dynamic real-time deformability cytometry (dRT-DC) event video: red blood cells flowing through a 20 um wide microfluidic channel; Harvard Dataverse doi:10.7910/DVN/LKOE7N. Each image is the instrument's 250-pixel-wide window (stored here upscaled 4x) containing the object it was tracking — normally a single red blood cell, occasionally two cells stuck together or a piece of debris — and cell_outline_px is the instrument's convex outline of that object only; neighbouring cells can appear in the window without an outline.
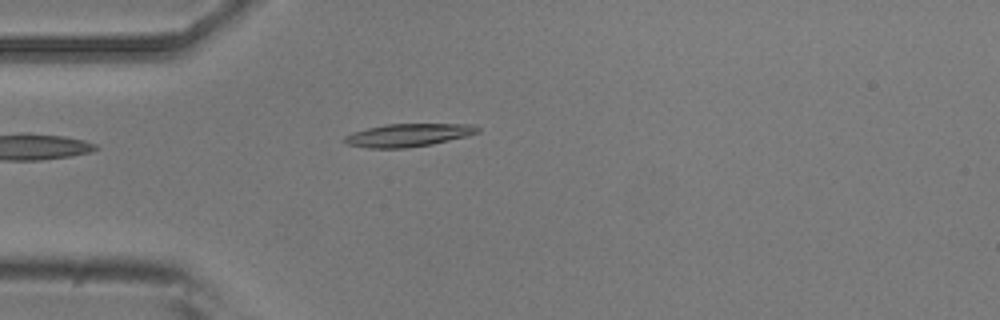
{"species": "common noctule bat (a hibernating species)", "species_latin": "Nyctalus noctula", "temperature_condition": "room temperature", "stored_images_in_passage": 3, "camera_frame_rate_fps": 3000, "um_per_image_px": 0.085, "animal": {"sex": "male", "body_mass_g": 20.5, "forearm_length_mm": 52.5}, "frame": {"image": 1, "passage_image": 3, "time_ms": 2.333, "image_size_px": [1000, 320], "cell_outline_px": [[480, 132], [468, 136], [432, 144], [404, 148], [368, 148], [348, 144], [344, 140], [344, 136], [352, 132], [368, 128], [388, 124], [472, 124], [480, 128]], "centroid_in_image_um": [34.73, 11.48], "position_along_channel_um": 50.3, "area_um2": 17.74}}